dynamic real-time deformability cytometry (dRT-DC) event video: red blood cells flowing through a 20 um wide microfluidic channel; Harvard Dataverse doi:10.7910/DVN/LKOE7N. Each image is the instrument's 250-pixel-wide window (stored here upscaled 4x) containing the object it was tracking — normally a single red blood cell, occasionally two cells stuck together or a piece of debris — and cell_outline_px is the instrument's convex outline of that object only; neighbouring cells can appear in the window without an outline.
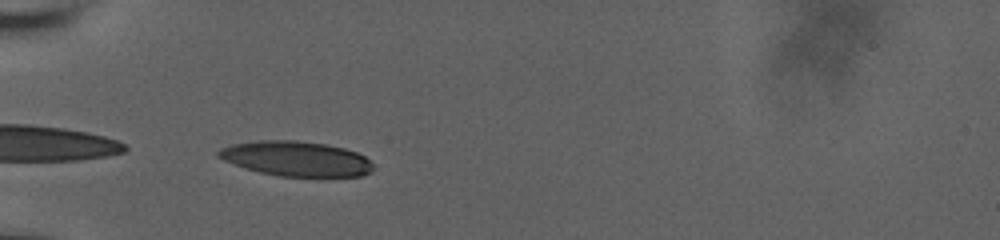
{"species": "human", "species_latin": "Homo sapiens", "temperature_condition": "room temperature", "stored_images_in_passage": 39, "camera_frame_rate_fps": 3000, "um_per_image_px": 0.085, "donor": {"sex": "male"}, "frame": {"image": 1, "passage_image": 1, "time_ms": 0.0, "image_size_px": [1000, 240], "cell_outline_px": [[372, 172], [360, 176], [280, 176], [260, 172], [244, 168], [224, 160], [216, 156], [216, 152], [220, 148], [232, 144], [260, 140], [292, 140], [324, 144], [344, 148], [356, 152], [364, 156], [372, 164]], "centroid_in_image_um": [25.14, 13.48], "position_along_channel_um": 59.9, "area_um2": 31.27}}
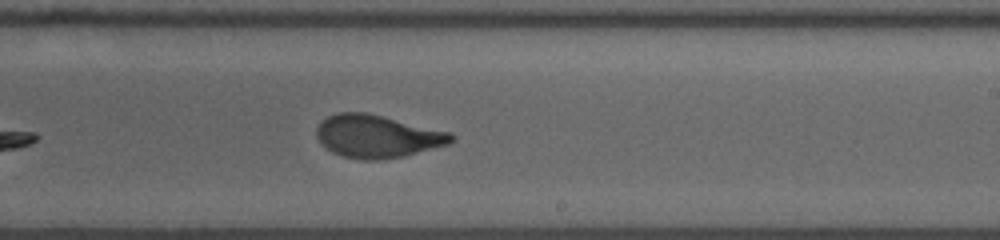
{"frame": {"image": 2, "passage_image": 18, "time_ms": 5.667, "image_size_px": [1000, 240], "cell_outline_px": [[456, 136], [448, 144], [404, 156], [384, 160], [364, 160], [340, 156], [324, 148], [316, 136], [316, 128], [320, 120], [336, 112], [364, 112], [452, 132]], "centroid_in_image_um": [32.03, 11.59], "position_along_channel_um": 257.0, "area_um2": 33.81}}
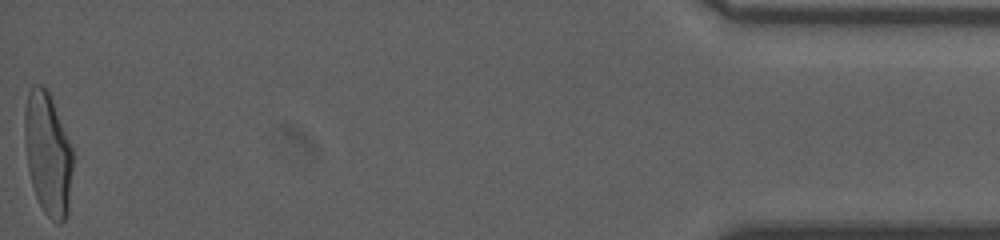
{"frame": {"image": 3, "passage_image": 39, "time_ms": 12.667, "image_size_px": [1000, 240], "cell_outline_px": [[72, 168], [68, 212], [64, 220], [60, 224], [56, 224], [44, 212], [36, 196], [32, 184], [28, 168], [24, 144], [24, 112], [28, 92], [32, 84], [40, 84], [48, 88], [72, 148]], "centroid_in_image_um": [4.05, 13.03], "position_along_channel_um": 431.2, "area_um2": 34.62}, "authors_computed_cell_mechanics": {"area_um2": 33.813, "velocity_mm_per_s": 3.7095, "shape_relaxation_time_tau1_ms": 5.6948, "shape_relaxation_time_tau2_ms": 1.0002, "deformation_change_tau1": 0.2185, "deformation_change_tau2": 0.0782}}